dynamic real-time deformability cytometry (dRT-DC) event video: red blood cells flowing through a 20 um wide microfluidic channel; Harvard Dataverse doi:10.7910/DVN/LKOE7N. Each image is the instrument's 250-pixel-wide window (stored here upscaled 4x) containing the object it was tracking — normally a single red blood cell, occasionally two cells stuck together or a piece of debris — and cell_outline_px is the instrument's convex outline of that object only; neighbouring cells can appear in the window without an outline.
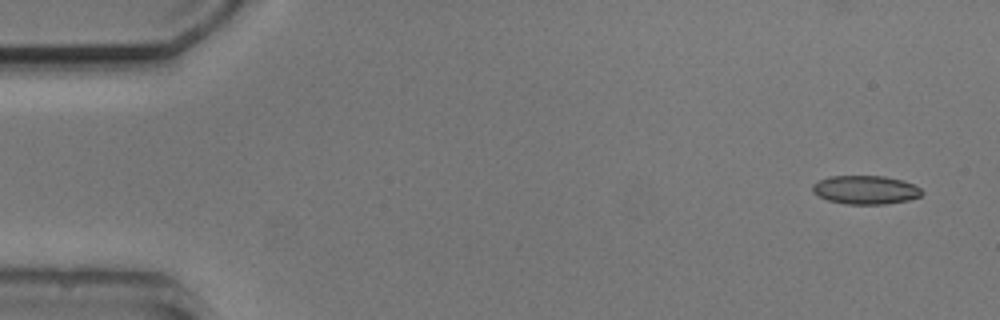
{"species": "common noctule bat (a hibernating species)", "species_latin": "Nyctalus noctula", "temperature_condition": "cold", "stored_images_in_passage": 8, "camera_frame_rate_fps": 3000, "um_per_image_px": 0.085, "animal": {"sex": "male", "body_mass_g": 20.5, "forearm_length_mm": 52.5}, "frame": {"image": 1, "passage_image": 1, "time_ms": 0.0, "image_size_px": [1000, 320], "cell_outline_px": [[924, 192], [920, 196], [908, 200], [884, 204], [844, 204], [828, 200], [812, 192], [812, 184], [828, 176], [884, 176], [904, 180], [920, 188]], "centroid_in_image_um": [73.56, 16.13], "position_along_channel_um": 11.4, "area_um2": 18.26}}
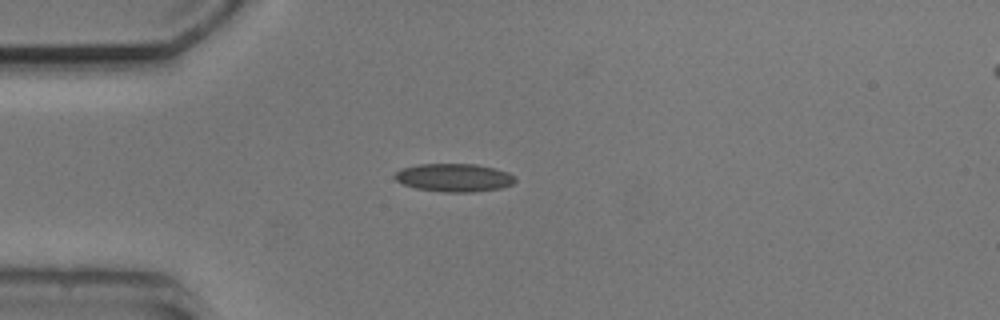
{"frame": {"image": 2, "passage_image": 4, "time_ms": 3.667, "image_size_px": [1000, 320], "cell_outline_px": [[516, 180], [512, 184], [500, 188], [472, 192], [444, 192], [416, 188], [404, 184], [396, 180], [392, 176], [400, 168], [416, 164], [476, 164], [508, 172], [516, 176]], "centroid_in_image_um": [38.57, 15.09], "position_along_channel_um": 46.4, "area_um2": 19.77}}